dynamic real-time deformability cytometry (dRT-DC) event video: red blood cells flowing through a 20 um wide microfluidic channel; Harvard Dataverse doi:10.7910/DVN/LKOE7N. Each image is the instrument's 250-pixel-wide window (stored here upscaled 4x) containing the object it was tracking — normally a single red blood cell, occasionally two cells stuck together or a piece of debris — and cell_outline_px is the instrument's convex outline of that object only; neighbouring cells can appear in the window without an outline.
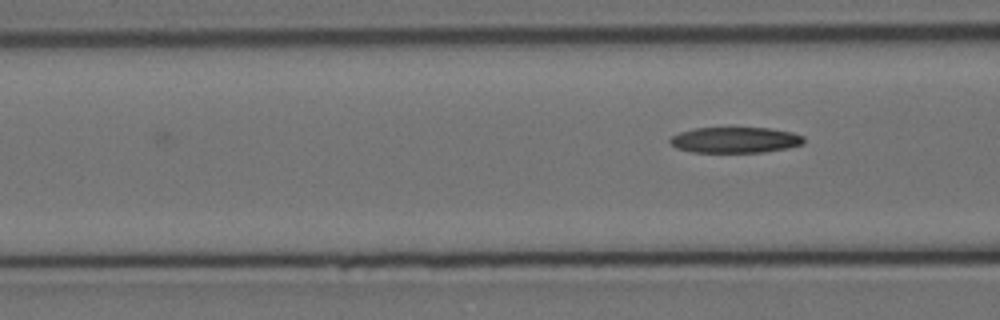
{"species": "Egyptian fruit bat (a non-hibernating species)", "species_latin": "Rousettus aegyptiacus", "temperature_condition": "cold", "stored_images_in_passage": 9, "segment_of_instrument_passage": [2, 2], "camera_frame_rate_fps": 3000, "um_per_image_px": 0.085, "animal": {"sex": "female"}, "frame": {"image": 1, "passage_image": 9, "time_ms": 9.333, "image_size_px": [1000, 320], "cell_outline_px": [[804, 144], [788, 148], [764, 152], [692, 152], [676, 148], [668, 140], [672, 136], [680, 132], [696, 128], [772, 128], [792, 132], [804, 136]], "centroid_in_image_um": [62.52, 11.9], "position_along_channel_um": 104.1, "area_um2": 20.17}}